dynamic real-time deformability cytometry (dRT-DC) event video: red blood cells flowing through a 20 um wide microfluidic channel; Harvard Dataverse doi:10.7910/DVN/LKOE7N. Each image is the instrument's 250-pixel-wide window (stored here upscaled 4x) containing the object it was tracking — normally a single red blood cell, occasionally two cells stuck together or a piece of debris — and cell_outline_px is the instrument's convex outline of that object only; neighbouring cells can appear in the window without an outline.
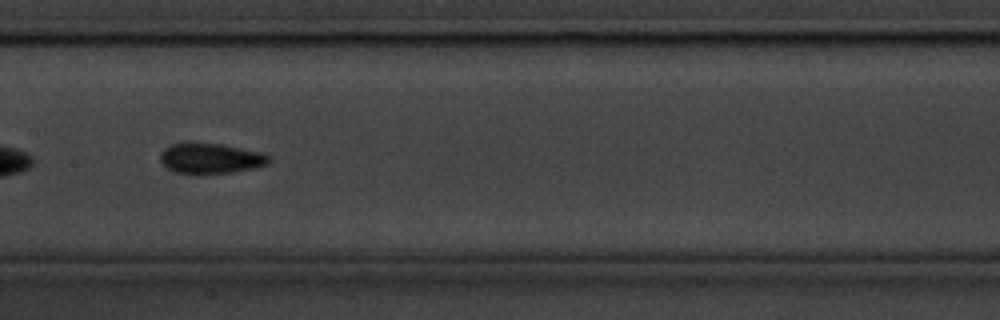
{"species": "common noctule bat (a hibernating species)", "species_latin": "Nyctalus noctula", "temperature_condition": "cold", "stored_images_in_passage": 41, "camera_frame_rate_fps": 3000, "um_per_image_px": 0.085, "animal": {"sex": "male", "body_mass_g": 20.1, "forearm_length_mm": 53.5}, "frame": {"image": 1, "passage_image": 12, "time_ms": 3.667, "image_size_px": [1000, 320], "cell_outline_px": [[268, 164], [252, 168], [232, 172], [172, 172], [160, 160], [160, 152], [164, 148], [172, 144], [188, 140], [220, 144], [260, 152], [268, 156]], "centroid_in_image_um": [17.82, 13.41], "position_along_channel_um": 189.6, "area_um2": 19.02}}
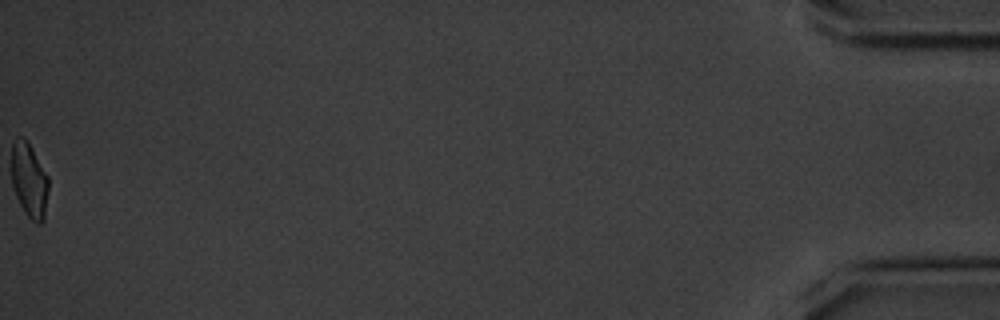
{"frame": {"image": 2, "passage_image": 41, "time_ms": 13.333, "image_size_px": [1000, 320], "cell_outline_px": [[48, 192], [44, 220], [40, 224], [36, 224], [24, 212], [16, 196], [12, 184], [12, 144], [16, 136], [24, 136], [28, 140], [48, 176]], "centroid_in_image_um": [2.49, 15.29], "position_along_channel_um": 432.7, "area_um2": 16.3}, "authors_computed_cell_mechanics": {"area_um2": 17.7446, "velocity_mm_per_s": 3.559, "shape_relaxation_time_tau1_ms": 2.6812, "shape_relaxation_time_tau2_ms": null, "deformation_change_tau1": 0.0861, "deformation_change_tau2": null}}